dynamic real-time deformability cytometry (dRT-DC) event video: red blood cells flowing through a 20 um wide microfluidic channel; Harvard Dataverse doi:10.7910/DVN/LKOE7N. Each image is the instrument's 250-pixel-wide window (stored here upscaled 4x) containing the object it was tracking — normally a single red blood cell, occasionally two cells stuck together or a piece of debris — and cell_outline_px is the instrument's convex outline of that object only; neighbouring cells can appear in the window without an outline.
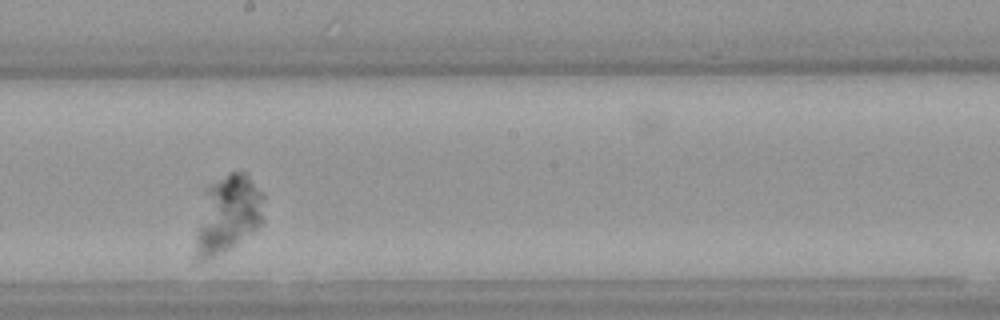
{"species": "Egyptian fruit bat (a non-hibernating species)", "species_latin": "Rousettus aegyptiacus", "temperature_condition": "warm", "stored_images_in_passage": 6, "camera_frame_rate_fps": 3000, "um_per_image_px": 0.085, "animal": {"sex": "female"}, "frame": {"image": 1, "passage_image": 5, "time_ms": 1.333, "image_size_px": [1000, 320], "cell_outline_px": [[264, 220], [252, 232], [236, 244], [216, 256], [200, 264], [192, 264], [192, 256], [196, 232], [208, 184], [228, 172], [244, 172], [264, 192]], "centroid_in_image_um": [19.34, 18.28], "position_along_channel_um": 228.9, "area_um2": 31.56}}